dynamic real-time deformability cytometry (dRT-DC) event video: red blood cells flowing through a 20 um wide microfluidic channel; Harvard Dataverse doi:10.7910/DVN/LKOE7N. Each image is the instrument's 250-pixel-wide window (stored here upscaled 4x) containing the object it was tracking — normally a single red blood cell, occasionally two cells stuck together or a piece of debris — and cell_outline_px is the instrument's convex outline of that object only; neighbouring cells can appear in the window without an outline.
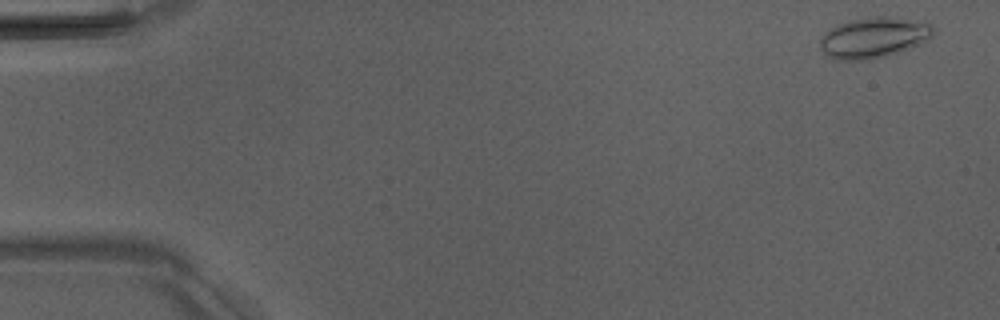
{"species": "Egyptian fruit bat (a non-hibernating species)", "species_latin": "Rousettus aegyptiacus", "temperature_condition": "room temperature", "stored_images_in_passage": 4, "camera_frame_rate_fps": 3000, "um_per_image_px": 0.085, "animal": {"sex": "male"}, "frame": {"image": 1, "passage_image": 1, "time_ms": 0.0, "image_size_px": [1000, 320], "cell_outline_px": [[936, 32], [928, 40], [908, 48], [884, 56], [868, 60], [836, 60], [828, 56], [820, 48], [820, 40], [836, 24], [848, 20], [876, 16], [880, 16], [932, 24], [936, 28]], "centroid_in_image_um": [74.26, 3.2], "position_along_channel_um": 10.7, "area_um2": 26.41}}